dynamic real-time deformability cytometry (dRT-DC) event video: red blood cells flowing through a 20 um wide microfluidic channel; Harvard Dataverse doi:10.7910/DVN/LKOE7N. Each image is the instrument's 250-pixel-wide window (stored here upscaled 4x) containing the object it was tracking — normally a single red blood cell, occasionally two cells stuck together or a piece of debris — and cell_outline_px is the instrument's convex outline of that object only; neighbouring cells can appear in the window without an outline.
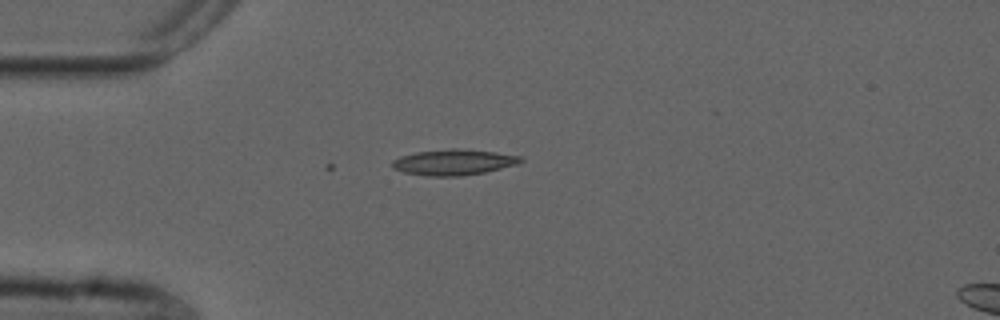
{"species": "common noctule bat (a hibernating species)", "species_latin": "Nyctalus noctula", "temperature_condition": "cold", "stored_images_in_passage": 2, "camera_frame_rate_fps": 3000, "um_per_image_px": 0.085, "animal": {"sex": "male", "forearm_length_mm": 52.5}, "frame": {"image": 1, "passage_image": 2, "time_ms": 0.333, "image_size_px": [1000, 320], "cell_outline_px": [[524, 160], [520, 164], [484, 172], [460, 176], [424, 176], [404, 172], [392, 168], [392, 160], [400, 156], [416, 152], [452, 148], [456, 148], [496, 152], [524, 156]], "centroid_in_image_um": [38.59, 13.78], "position_along_channel_um": 46.4, "area_um2": 19.48}}